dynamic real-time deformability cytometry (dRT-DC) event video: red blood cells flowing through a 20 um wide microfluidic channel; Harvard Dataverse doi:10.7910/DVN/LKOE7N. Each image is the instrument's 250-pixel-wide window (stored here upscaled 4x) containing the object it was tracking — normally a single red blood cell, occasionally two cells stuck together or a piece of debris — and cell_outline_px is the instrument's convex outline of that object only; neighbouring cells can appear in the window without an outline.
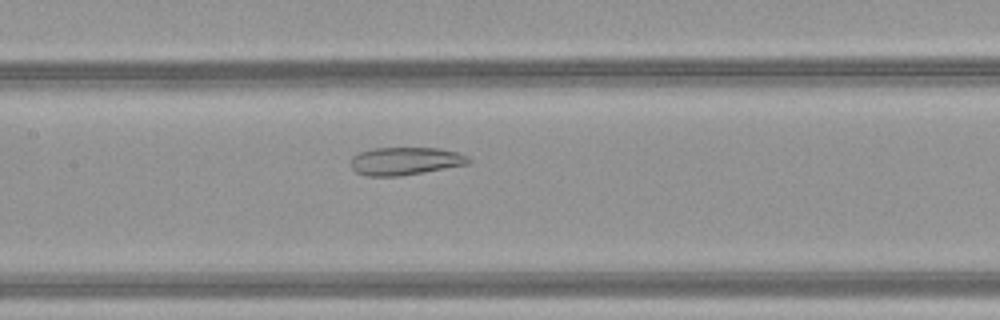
{"species": "common noctule bat (a hibernating species)", "species_latin": "Nyctalus noctula", "temperature_condition": "warm", "stored_images_in_passage": 51, "camera_frame_rate_fps": 3000, "um_per_image_px": 0.085, "animal": {"sex": "female", "body_mass_g": 21.9}, "frame": {"image": 1, "passage_image": 26, "time_ms": 8.333, "image_size_px": [1000, 320], "cell_outline_px": [[472, 160], [468, 164], [424, 172], [400, 176], [364, 176], [356, 172], [352, 168], [352, 156], [360, 152], [372, 148], [440, 148], [456, 152], [468, 156]], "centroid_in_image_um": [34.45, 13.69], "position_along_channel_um": 173.0, "area_um2": 19.13}}
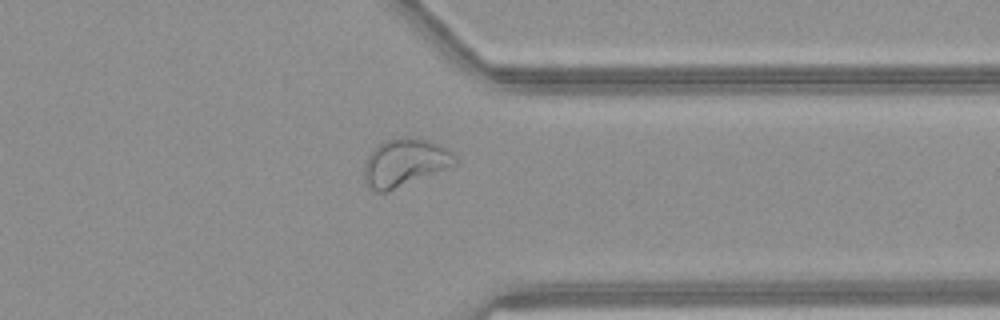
{"frame": {"image": 2, "passage_image": 41, "time_ms": 13.333, "image_size_px": [1000, 320], "cell_outline_px": [[456, 164], [388, 192], [372, 192], [368, 188], [364, 180], [364, 164], [368, 156], [384, 140], [400, 136], [412, 136], [436, 144], [452, 152], [456, 156]], "centroid_in_image_um": [34.35, 13.83], "position_along_channel_um": 377.0, "area_um2": 25.14}}
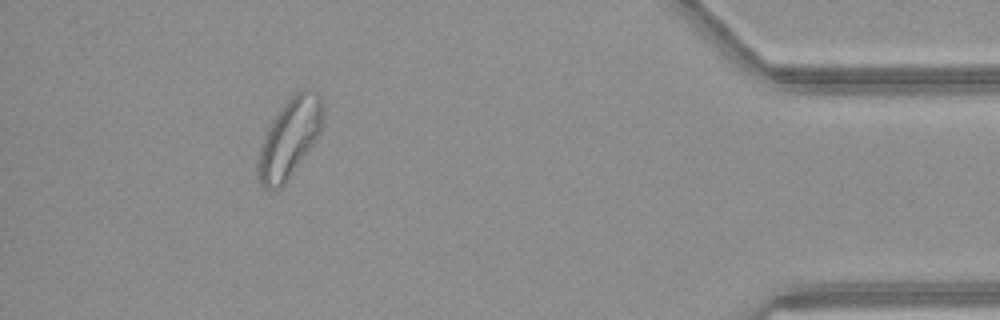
{"frame": {"image": 3, "passage_image": 47, "time_ms": 15.333, "image_size_px": [1000, 320], "cell_outline_px": [[324, 112], [320, 132], [316, 140], [284, 184], [280, 188], [272, 192], [268, 192], [260, 184], [256, 176], [256, 164], [260, 148], [268, 128], [272, 120], [296, 88], [316, 88], [320, 92]], "centroid_in_image_um": [24.61, 11.71], "position_along_channel_um": 410.6, "area_um2": 30.52}, "authors_computed_cell_mechanics": {"area_um2": 28.0908, "velocity_mm_per_s": 4.1295, "shape_relaxation_time_tau1_ms": null, "shape_relaxation_time_tau2_ms": 2.255, "deformation_change_tau1": null, "deformation_change_tau2": 0.0915}}